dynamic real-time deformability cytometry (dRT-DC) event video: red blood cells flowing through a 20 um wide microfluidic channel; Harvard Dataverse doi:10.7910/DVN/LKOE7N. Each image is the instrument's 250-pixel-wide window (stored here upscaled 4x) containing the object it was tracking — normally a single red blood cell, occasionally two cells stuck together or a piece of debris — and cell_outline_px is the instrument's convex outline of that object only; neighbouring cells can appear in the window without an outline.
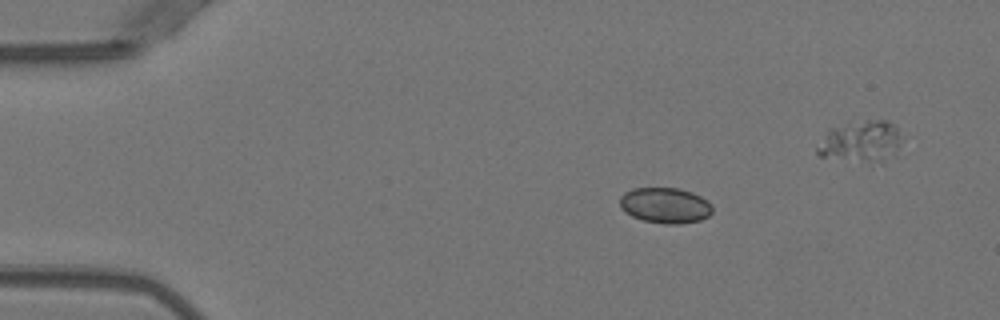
{"species": "Egyptian fruit bat (a non-hibernating species)", "species_latin": "Rousettus aegyptiacus", "temperature_condition": "warm", "stored_images_in_passage": 38, "camera_frame_rate_fps": 3000, "um_per_image_px": 0.085, "animal": {"sex": "female"}, "frame": {"image": 1, "passage_image": 1, "time_ms": 0.0, "image_size_px": [1000, 320], "cell_outline_px": [[712, 212], [708, 216], [700, 220], [680, 224], [664, 224], [644, 220], [632, 216], [624, 212], [620, 208], [620, 196], [624, 192], [632, 188], [680, 188], [692, 192], [708, 200], [712, 204]], "centroid_in_image_um": [56.54, 17.45], "position_along_channel_um": 28.5, "area_um2": 19.42}}
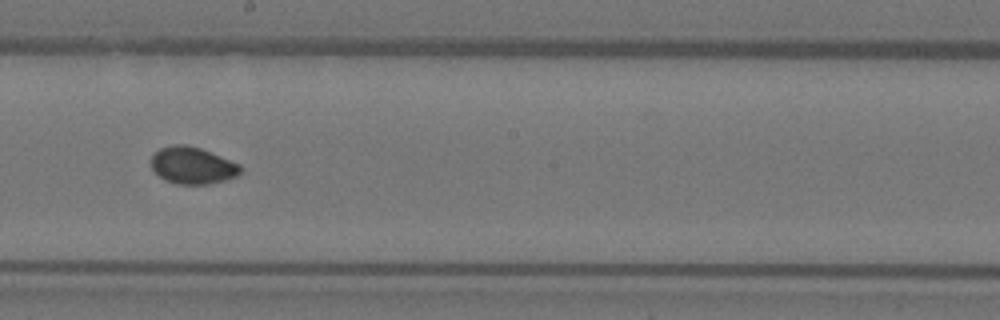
{"frame": {"image": 2, "passage_image": 21, "time_ms": 6.667, "image_size_px": [1000, 320], "cell_outline_px": [[244, 168], [236, 176], [224, 180], [208, 184], [176, 184], [164, 180], [152, 168], [152, 156], [160, 148], [172, 144], [184, 144], [200, 148], [240, 164]], "centroid_in_image_um": [16.37, 14.06], "position_along_channel_um": 231.8, "area_um2": 19.13}}
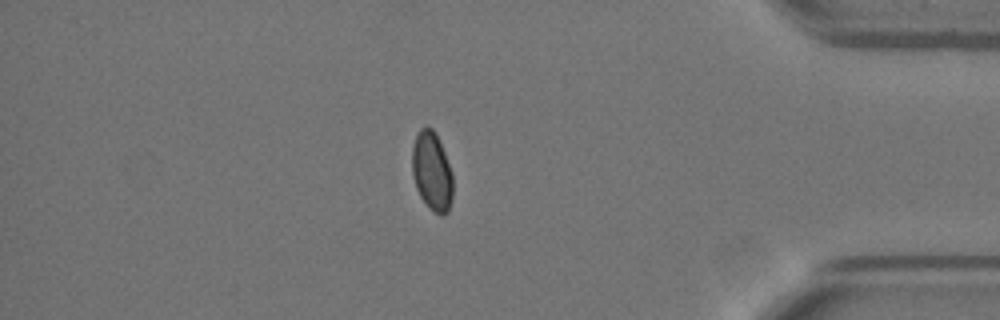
{"frame": {"image": 3, "passage_image": 36, "time_ms": 11.667, "image_size_px": [1000, 320], "cell_outline_px": [[452, 200], [448, 212], [444, 216], [440, 216], [428, 208], [420, 196], [416, 188], [412, 176], [412, 148], [416, 136], [420, 128], [424, 124], [428, 124], [432, 128], [444, 152], [452, 172]], "centroid_in_image_um": [36.7, 14.59], "position_along_channel_um": 398.5, "area_um2": 18.96}}